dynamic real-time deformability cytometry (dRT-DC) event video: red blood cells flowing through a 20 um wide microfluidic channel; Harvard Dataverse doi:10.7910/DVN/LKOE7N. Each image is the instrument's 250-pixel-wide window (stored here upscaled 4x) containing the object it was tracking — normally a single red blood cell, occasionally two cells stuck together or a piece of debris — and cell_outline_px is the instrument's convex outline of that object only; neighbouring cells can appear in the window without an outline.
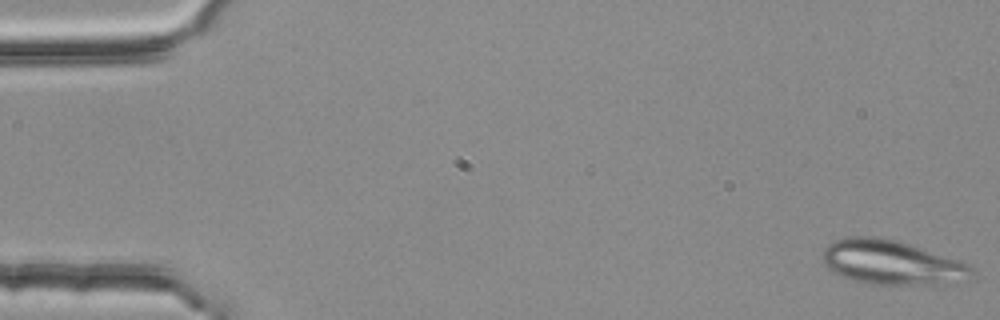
{"species": "common noctule bat (a hibernating species)", "species_latin": "Nyctalus noctula", "temperature_condition": "room temperature", "stored_images_in_passage": 5, "camera_frame_rate_fps": 3000, "um_per_image_px": 0.085, "animal": {"sex": "female", "body_mass_g": 25.1}, "frame": {"image": 1, "passage_image": 1, "time_ms": 0.0, "image_size_px": [1000, 320], "cell_outline_px": [[976, 276], [968, 280], [924, 284], [868, 284], [852, 280], [840, 276], [832, 272], [824, 264], [824, 248], [828, 244], [836, 240], [848, 236], [876, 236], [908, 244], [960, 260], [968, 264], [976, 272]], "centroid_in_image_um": [75.79, 22.31], "position_along_channel_um": 9.2, "area_um2": 38.38}}